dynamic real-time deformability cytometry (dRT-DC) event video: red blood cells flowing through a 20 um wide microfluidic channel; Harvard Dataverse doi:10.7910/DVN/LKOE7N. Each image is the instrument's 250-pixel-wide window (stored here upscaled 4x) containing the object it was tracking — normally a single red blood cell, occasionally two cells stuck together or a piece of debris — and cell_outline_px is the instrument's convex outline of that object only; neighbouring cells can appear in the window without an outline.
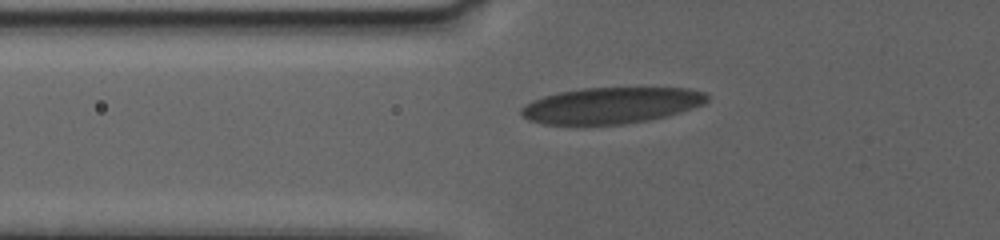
{"species": "human", "species_latin": "Homo sapiens", "temperature_condition": "warm", "stored_images_in_passage": 31, "camera_frame_rate_fps": 3000, "um_per_image_px": 0.085, "donor": {"sex": "female"}, "frame": {"image": 1, "passage_image": 2, "time_ms": 1.0, "image_size_px": [1000, 240], "cell_outline_px": [[708, 100], [704, 104], [680, 112], [664, 116], [644, 120], [620, 124], [584, 128], [544, 124], [528, 120], [520, 112], [520, 108], [532, 100], [544, 96], [560, 92], [580, 88], [688, 88], [704, 92], [708, 96]], "centroid_in_image_um": [51.87, 8.99], "position_along_channel_um": 73.9, "area_um2": 39.88}}
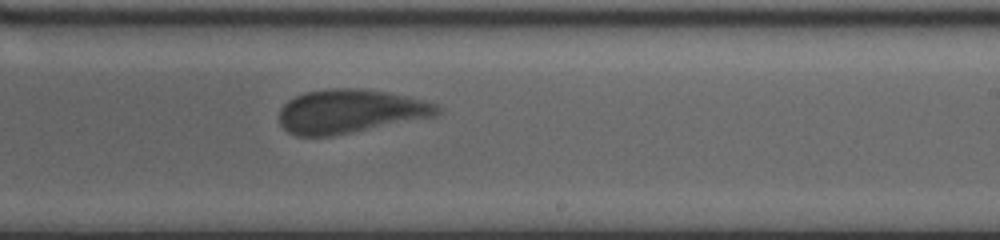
{"frame": {"image": 2, "passage_image": 14, "time_ms": 7.0, "image_size_px": [1000, 240], "cell_outline_px": [[444, 108], [436, 116], [332, 136], [296, 136], [288, 132], [280, 124], [280, 108], [288, 100], [304, 92], [332, 88], [356, 88], [388, 92], [436, 104]], "centroid_in_image_um": [29.75, 9.46], "position_along_channel_um": 259.3, "area_um2": 40.17}}
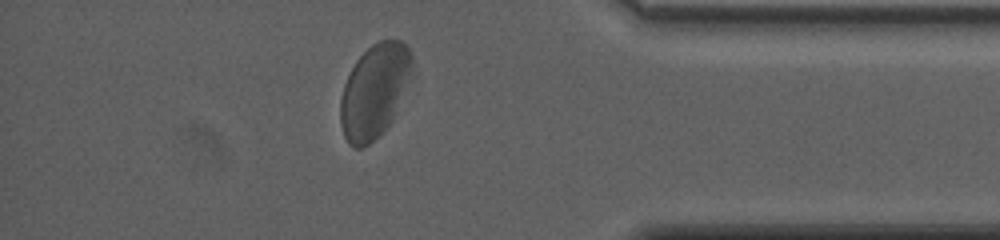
{"frame": {"image": 3, "passage_image": 26, "time_ms": 12.0, "image_size_px": [1000, 240], "cell_outline_px": [[412, 64], [388, 124], [368, 144], [360, 148], [356, 148], [348, 144], [344, 136], [340, 124], [340, 100], [344, 84], [356, 60], [372, 44], [380, 40], [400, 40], [412, 52]], "centroid_in_image_um": [31.74, 7.71], "position_along_channel_um": 403.5, "area_um2": 37.51}, "authors_computed_cell_mechanics": {"area_um2": 40.749, "velocity_mm_per_s": 3.1967, "shape_relaxation_time_tau1_ms": 5.7899, "shape_relaxation_time_tau2_ms": null, "deformation_change_tau1": 0.1363, "deformation_change_tau2": null}}